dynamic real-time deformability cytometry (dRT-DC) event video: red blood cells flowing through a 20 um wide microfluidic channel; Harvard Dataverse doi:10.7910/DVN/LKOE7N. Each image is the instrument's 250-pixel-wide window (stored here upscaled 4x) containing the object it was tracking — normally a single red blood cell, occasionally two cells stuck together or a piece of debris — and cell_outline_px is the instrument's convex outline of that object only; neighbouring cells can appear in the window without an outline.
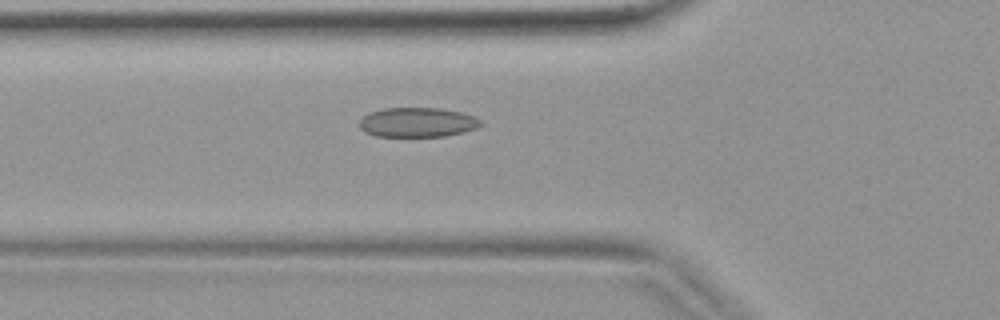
{"species": "common noctule bat (a hibernating species)", "species_latin": "Nyctalus noctula", "temperature_condition": "warm", "stored_images_in_passage": 40, "camera_frame_rate_fps": 3000, "um_per_image_px": 0.085, "animal": {"sex": "female", "body_mass_g": 19.9}, "frame": {"image": 1, "passage_image": 14, "time_ms": 4.333, "image_size_px": [1000, 320], "cell_outline_px": [[484, 124], [476, 128], [464, 132], [444, 136], [376, 136], [364, 132], [360, 128], [360, 120], [368, 112], [384, 108], [440, 108], [460, 112], [472, 116], [480, 120]], "centroid_in_image_um": [35.47, 10.39], "position_along_channel_um": 90.3, "area_um2": 20.87}}
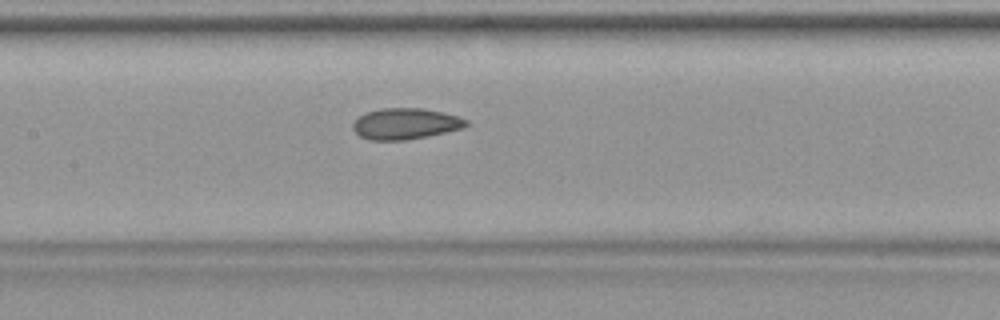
{"frame": {"image": 2, "passage_image": 19, "time_ms": 6.0, "image_size_px": [1000, 320], "cell_outline_px": [[468, 124], [464, 128], [404, 140], [368, 140], [360, 136], [352, 128], [352, 124], [360, 116], [368, 112], [380, 108], [424, 108], [460, 116], [468, 120]], "centroid_in_image_um": [34.47, 10.51], "position_along_channel_um": 172.9, "area_um2": 20.4}}
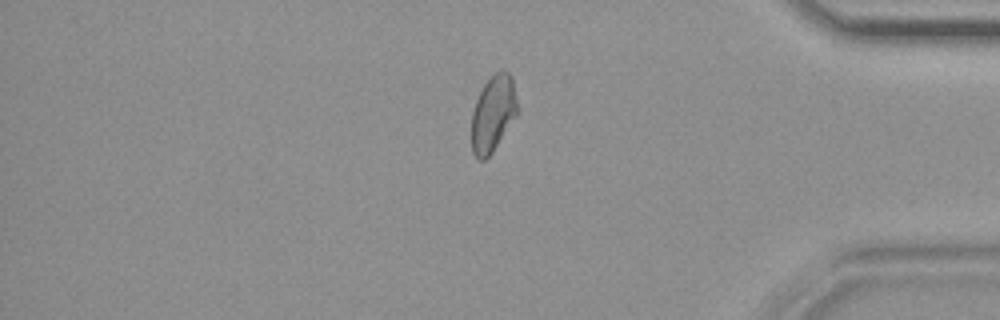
{"frame": {"image": 3, "passage_image": 34, "time_ms": 11.0, "image_size_px": [1000, 320], "cell_outline_px": [[516, 116], [492, 152], [484, 160], [480, 160], [472, 152], [472, 112], [476, 100], [484, 84], [496, 72], [508, 72], [512, 76], [516, 100]], "centroid_in_image_um": [41.89, 9.67], "position_along_channel_um": 393.3, "area_um2": 19.83}}